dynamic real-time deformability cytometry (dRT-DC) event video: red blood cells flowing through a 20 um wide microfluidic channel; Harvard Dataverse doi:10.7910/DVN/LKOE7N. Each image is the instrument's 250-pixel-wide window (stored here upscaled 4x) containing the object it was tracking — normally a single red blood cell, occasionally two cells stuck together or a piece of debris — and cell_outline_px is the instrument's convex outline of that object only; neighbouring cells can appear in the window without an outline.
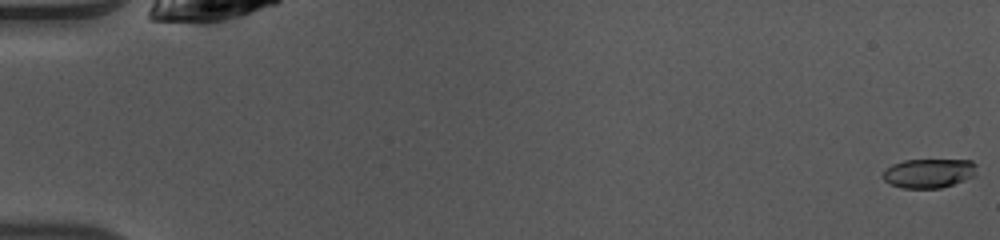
{"species": "common noctule bat (a hibernating species)", "species_latin": "Nyctalus noctula", "temperature_condition": "warm", "stored_images_in_passage": 49, "camera_frame_rate_fps": 3000, "um_per_image_px": 0.085, "animal": {"sex": "female", "body_mass_g": 10.0, "forearm_length_mm": 53.1}, "frame": {"image": 1, "passage_image": 1, "time_ms": 0.0, "image_size_px": [1000, 240], "cell_outline_px": [[976, 176], [940, 188], [900, 188], [884, 180], [884, 172], [892, 164], [904, 160], [972, 160], [976, 164]], "centroid_in_image_um": [78.99, 14.72], "position_along_channel_um": 6.0, "area_um2": 15.9}}
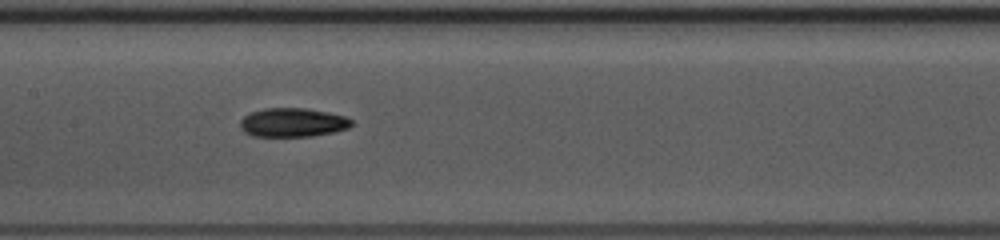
{"frame": {"image": 2, "passage_image": 25, "time_ms": 8.0, "image_size_px": [1000, 240], "cell_outline_px": [[352, 124], [348, 128], [332, 132], [312, 136], [252, 136], [244, 132], [240, 128], [240, 120], [248, 112], [264, 108], [304, 108], [328, 112], [344, 116], [352, 120]], "centroid_in_image_um": [24.83, 10.4], "position_along_channel_um": 182.6, "area_um2": 18.79}}
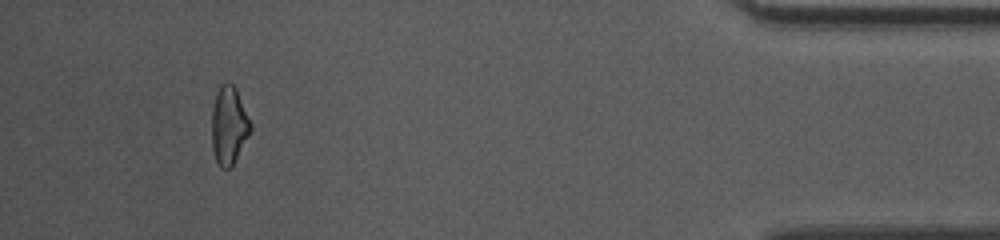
{"frame": {"image": 3, "passage_image": 46, "time_ms": 15.0, "image_size_px": [1000, 240], "cell_outline_px": [[252, 128], [232, 168], [220, 168], [216, 160], [212, 148], [212, 108], [216, 92], [220, 84], [232, 84], [236, 88], [252, 124]], "centroid_in_image_um": [19.45, 10.68], "position_along_channel_um": 415.7, "area_um2": 17.69}}